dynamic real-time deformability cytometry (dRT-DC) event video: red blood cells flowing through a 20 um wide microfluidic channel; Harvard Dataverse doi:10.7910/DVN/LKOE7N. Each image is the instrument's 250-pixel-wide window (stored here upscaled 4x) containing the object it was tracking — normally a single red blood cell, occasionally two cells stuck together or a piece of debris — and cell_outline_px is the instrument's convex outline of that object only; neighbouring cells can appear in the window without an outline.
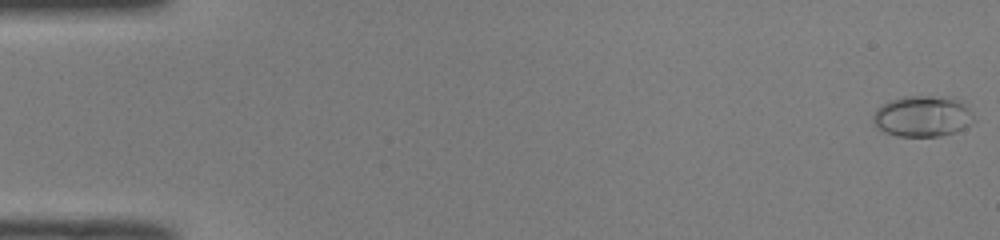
{"species": "common noctule bat (a hibernating species)", "species_latin": "Nyctalus noctula", "temperature_condition": "room temperature", "stored_images_in_passage": 51, "camera_frame_rate_fps": 3000, "um_per_image_px": 0.085, "animal": {"sex": "male", "body_mass_g": 19.0, "forearm_length_mm": 50.8}, "frame": {"image": 1, "passage_image": 1, "time_ms": 0.0, "image_size_px": [1000, 240], "cell_outline_px": [[976, 120], [964, 128], [956, 132], [940, 136], [896, 136], [884, 132], [876, 128], [872, 120], [872, 116], [876, 108], [888, 100], [904, 96], [952, 96], [960, 100], [972, 112]], "centroid_in_image_um": [78.41, 9.87], "position_along_channel_um": 6.6, "area_um2": 24.62}}
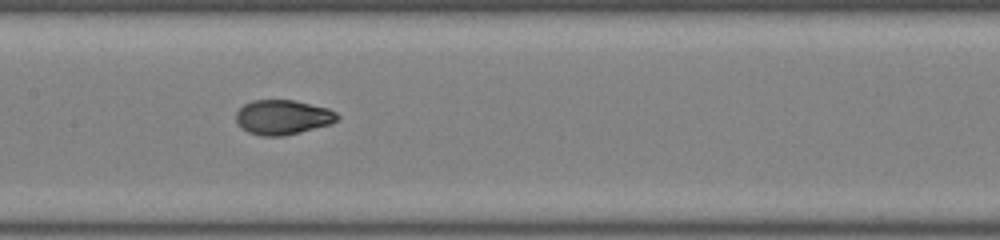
{"frame": {"image": 2, "passage_image": 26, "time_ms": 8.333, "image_size_px": [1000, 240], "cell_outline_px": [[340, 116], [332, 124], [284, 136], [260, 136], [248, 132], [240, 128], [236, 124], [236, 112], [244, 104], [252, 100], [292, 100], [328, 108], [336, 112]], "centroid_in_image_um": [24.01, 9.97], "position_along_channel_um": 183.4, "area_um2": 20.63}}
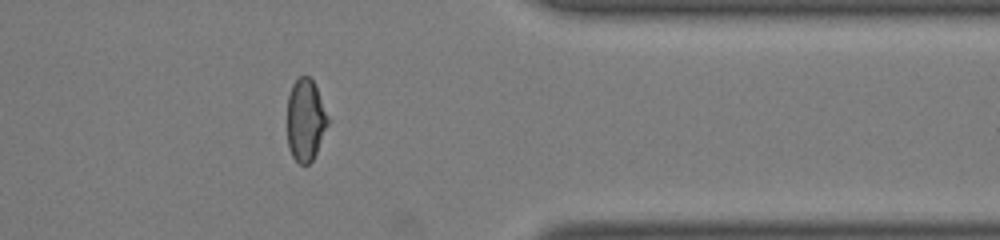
{"frame": {"image": 3, "passage_image": 42, "time_ms": 13.667, "image_size_px": [1000, 240], "cell_outline_px": [[332, 120], [312, 160], [308, 164], [300, 164], [292, 156], [288, 148], [288, 96], [292, 84], [300, 76], [308, 76], [312, 80]], "centroid_in_image_um": [26.0, 10.21], "position_along_channel_um": 385.4, "area_um2": 19.71}, "authors_computed_cell_mechanics": {"area_um2": 20.6346, "velocity_mm_per_s": 4.0238, "shape_relaxation_time_tau1_ms": 8.9483, "shape_relaxation_time_tau2_ms": 0.9019, "deformation_change_tau1": 0.2796, "deformation_change_tau2": 0.0502}}